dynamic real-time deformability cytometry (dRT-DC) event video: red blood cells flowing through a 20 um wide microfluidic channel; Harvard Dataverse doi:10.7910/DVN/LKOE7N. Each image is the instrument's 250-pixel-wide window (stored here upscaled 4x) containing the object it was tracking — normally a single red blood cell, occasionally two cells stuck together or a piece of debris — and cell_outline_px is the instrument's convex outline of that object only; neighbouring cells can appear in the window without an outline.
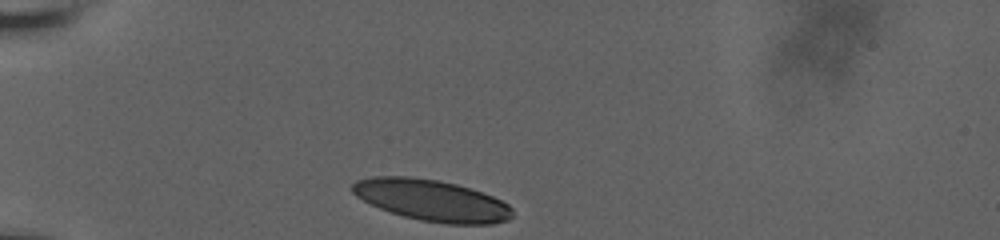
{"species": "human", "species_latin": "Homo sapiens", "temperature_condition": "room temperature", "stored_images_in_passage": 33, "camera_frame_rate_fps": 3000, "um_per_image_px": 0.085, "donor": {"sex": "male"}, "frame": {"image": 1, "passage_image": 1, "time_ms": 0.0, "image_size_px": [1000, 240], "cell_outline_px": [[512, 216], [508, 220], [492, 224], [448, 224], [420, 220], [404, 216], [380, 208], [356, 196], [352, 192], [352, 184], [356, 180], [372, 176], [412, 176], [440, 180], [456, 184], [492, 196], [508, 204], [512, 208]], "centroid_in_image_um": [36.69, 17.02], "position_along_channel_um": 48.3, "area_um2": 38.44}}
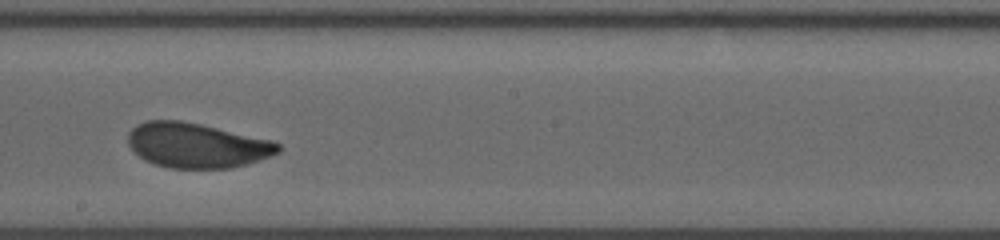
{"frame": {"image": 2, "passage_image": 19, "time_ms": 6.0, "image_size_px": [1000, 240], "cell_outline_px": [[280, 152], [260, 160], [232, 168], [168, 168], [144, 160], [128, 144], [128, 132], [136, 124], [144, 120], [180, 120], [200, 124], [272, 140], [280, 144]], "centroid_in_image_um": [16.72, 12.35], "position_along_channel_um": 231.5, "area_um2": 39.25}}
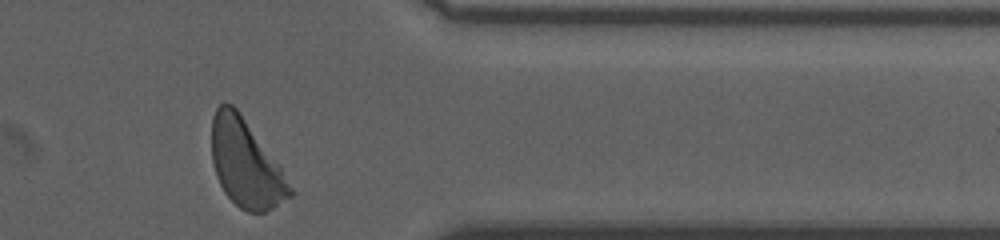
{"frame": {"image": 3, "passage_image": 33, "time_ms": 10.667, "image_size_px": [1000, 240], "cell_outline_px": [[292, 196], [272, 208], [264, 212], [248, 212], [240, 208], [224, 192], [216, 176], [212, 160], [212, 116], [216, 108], [224, 100], [232, 104], [236, 108], [280, 168], [292, 188]], "centroid_in_image_um": [20.85, 13.9], "position_along_channel_um": 390.6, "area_um2": 39.07}, "authors_computed_cell_mechanics": {"area_um2": 39.1884, "velocity_mm_per_s": 3.6275, "shape_relaxation_time_tau1_ms": 5.028, "shape_relaxation_time_tau2_ms": 0.872, "deformation_change_tau1": 0.1833, "deformation_change_tau2": 0.0625}}